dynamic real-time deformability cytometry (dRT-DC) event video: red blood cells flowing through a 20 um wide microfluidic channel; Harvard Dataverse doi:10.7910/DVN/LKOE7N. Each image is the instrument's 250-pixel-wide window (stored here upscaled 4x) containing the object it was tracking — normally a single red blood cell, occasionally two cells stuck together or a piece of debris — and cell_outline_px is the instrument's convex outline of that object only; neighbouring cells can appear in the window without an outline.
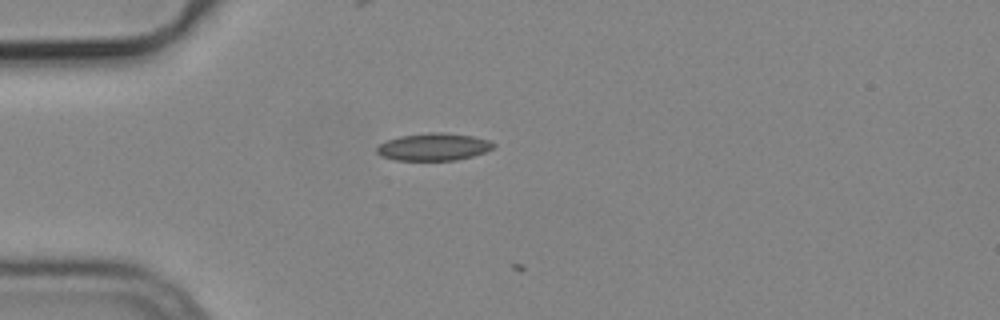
{"species": "common noctule bat (a hibernating species)", "species_latin": "Nyctalus noctula", "temperature_condition": "cold", "stored_images_in_passage": 2, "camera_frame_rate_fps": 3000, "um_per_image_px": 0.085, "animal": {"sex": "male", "body_mass_g": 19.2, "forearm_length_mm": 51.8}, "frame": {"image": 1, "passage_image": 1, "time_ms": 0.0, "image_size_px": [1000, 320], "cell_outline_px": [[496, 144], [492, 148], [484, 152], [472, 156], [456, 160], [396, 160], [380, 156], [376, 152], [376, 148], [380, 144], [388, 140], [400, 136], [428, 132], [440, 132], [472, 136], [488, 140]], "centroid_in_image_um": [36.83, 12.48], "position_along_channel_um": 48.2, "area_um2": 18.5}}